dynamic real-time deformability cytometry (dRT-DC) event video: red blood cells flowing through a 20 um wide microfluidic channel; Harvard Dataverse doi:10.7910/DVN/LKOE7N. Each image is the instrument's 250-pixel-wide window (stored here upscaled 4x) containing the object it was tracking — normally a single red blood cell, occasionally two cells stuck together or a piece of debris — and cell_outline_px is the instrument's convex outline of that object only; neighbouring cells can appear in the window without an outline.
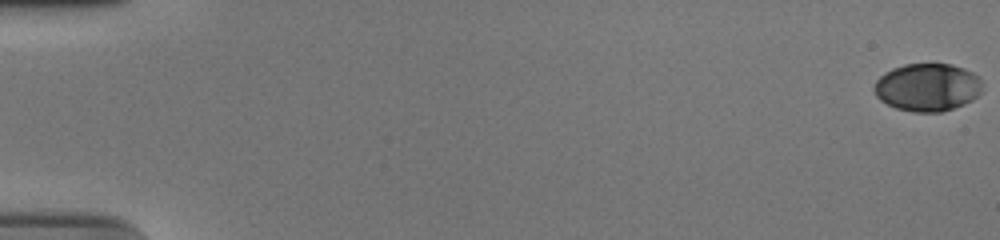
{"species": "human", "species_latin": "Homo sapiens", "temperature_condition": "cold", "stored_images_in_passage": 57, "camera_frame_rate_fps": 3000, "um_per_image_px": 0.085, "donor": {"sex": "male"}, "frame": {"image": 1, "passage_image": 1, "time_ms": 0.0, "image_size_px": [1000, 240], "cell_outline_px": [[980, 92], [972, 100], [964, 104], [940, 112], [912, 112], [896, 108], [880, 100], [876, 96], [872, 88], [876, 80], [884, 72], [892, 68], [904, 64], [952, 64], [964, 68], [980, 76]], "centroid_in_image_um": [78.8, 7.41], "position_along_channel_um": 6.2, "area_um2": 30.23}}
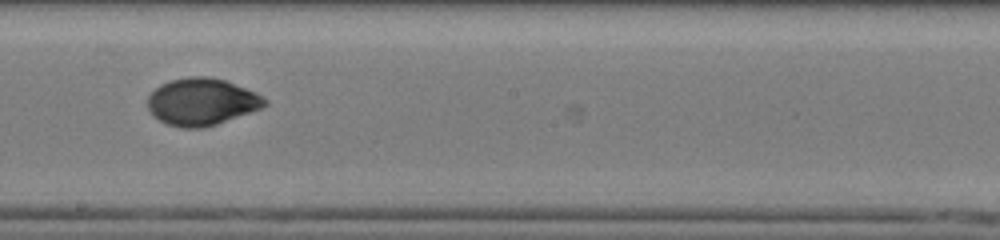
{"frame": {"image": 2, "passage_image": 34, "time_ms": 11.0, "image_size_px": [1000, 240], "cell_outline_px": [[268, 104], [260, 108], [216, 124], [204, 128], [180, 128], [168, 124], [152, 116], [148, 108], [148, 96], [160, 84], [172, 80], [188, 76], [204, 76], [224, 80], [256, 92], [268, 100]], "centroid_in_image_um": [17.12, 8.65], "position_along_channel_um": 231.1, "area_um2": 31.96}}
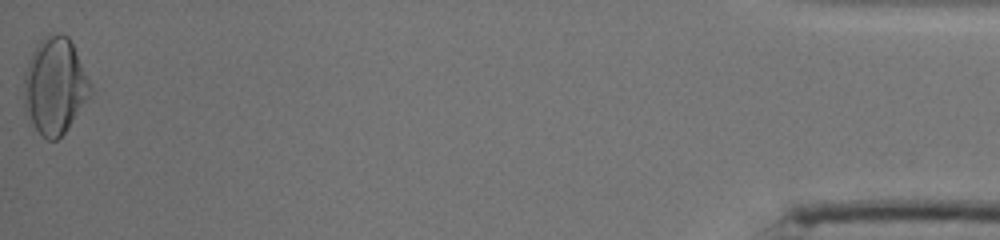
{"frame": {"image": 3, "passage_image": 57, "time_ms": 18.667, "image_size_px": [1000, 240], "cell_outline_px": [[92, 92], [68, 128], [56, 140], [48, 140], [36, 128], [24, 112], [24, 72], [32, 52], [36, 44], [44, 36], [56, 32], [60, 32], [68, 36], [92, 84]], "centroid_in_image_um": [4.65, 7.27], "position_along_channel_um": 430.5, "area_um2": 37.28}, "authors_computed_cell_mechanics": {"area_um2": 31.0386, "velocity_mm_per_s": 3.7511, "shape_relaxation_time_tau1_ms": 3.5796, "shape_relaxation_time_tau2_ms": 1.5619, "deformation_change_tau1": 0.1654, "deformation_change_tau2": 0.035}}